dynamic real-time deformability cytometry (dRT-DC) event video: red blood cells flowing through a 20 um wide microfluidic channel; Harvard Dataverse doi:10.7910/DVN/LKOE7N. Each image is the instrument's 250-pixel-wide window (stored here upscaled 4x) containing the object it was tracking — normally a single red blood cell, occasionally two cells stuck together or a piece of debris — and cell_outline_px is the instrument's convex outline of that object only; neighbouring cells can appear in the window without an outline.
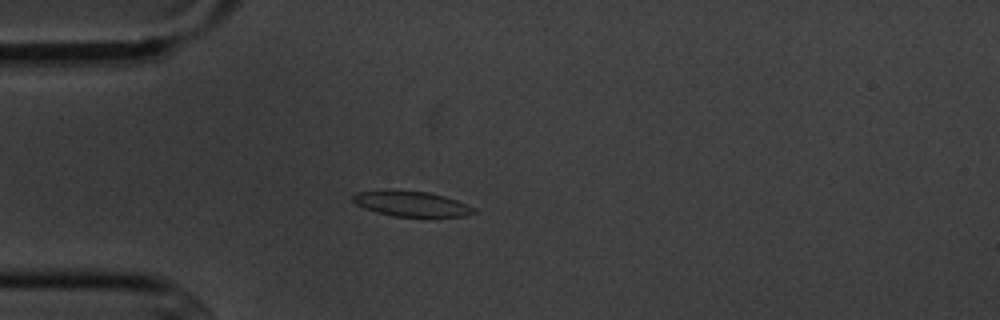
{"species": "common noctule bat (a hibernating species)", "species_latin": "Nyctalus noctula", "temperature_condition": "cold", "stored_images_in_passage": 4, "camera_frame_rate_fps": 3000, "um_per_image_px": 0.085, "animal": {"sex": "male", "body_mass_g": 20.1, "forearm_length_mm": 53.5}, "frame": {"image": 1, "passage_image": 4, "time_ms": 3.333, "image_size_px": [1000, 320], "cell_outline_px": [[476, 212], [464, 216], [392, 216], [376, 212], [364, 208], [356, 204], [352, 200], [352, 196], [356, 192], [388, 188], [428, 192], [444, 196], [456, 200], [476, 208]], "centroid_in_image_um": [34.9, 17.29], "position_along_channel_um": 50.1, "area_um2": 18.09}}